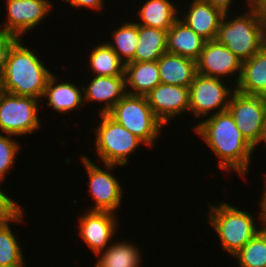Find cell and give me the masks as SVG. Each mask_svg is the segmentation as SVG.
<instances>
[{
	"instance_id": "obj_1",
	"label": "cell",
	"mask_w": 266,
	"mask_h": 267,
	"mask_svg": "<svg viewBox=\"0 0 266 267\" xmlns=\"http://www.w3.org/2000/svg\"><path fill=\"white\" fill-rule=\"evenodd\" d=\"M193 128L218 157L220 169L236 171L245 178L255 149L245 140L228 110L209 116Z\"/></svg>"
},
{
	"instance_id": "obj_2",
	"label": "cell",
	"mask_w": 266,
	"mask_h": 267,
	"mask_svg": "<svg viewBox=\"0 0 266 267\" xmlns=\"http://www.w3.org/2000/svg\"><path fill=\"white\" fill-rule=\"evenodd\" d=\"M22 38L9 48L1 72L4 92L31 96L41 101L48 79L53 74Z\"/></svg>"
},
{
	"instance_id": "obj_3",
	"label": "cell",
	"mask_w": 266,
	"mask_h": 267,
	"mask_svg": "<svg viewBox=\"0 0 266 267\" xmlns=\"http://www.w3.org/2000/svg\"><path fill=\"white\" fill-rule=\"evenodd\" d=\"M246 1L249 11H245L240 16L230 20L227 17L229 13H224L215 39L219 44L225 45L242 62L251 58L263 47L266 24L255 0Z\"/></svg>"
},
{
	"instance_id": "obj_4",
	"label": "cell",
	"mask_w": 266,
	"mask_h": 267,
	"mask_svg": "<svg viewBox=\"0 0 266 267\" xmlns=\"http://www.w3.org/2000/svg\"><path fill=\"white\" fill-rule=\"evenodd\" d=\"M209 206L208 223L218 234L223 250L232 256L262 229L255 226L254 216L247 211L226 202Z\"/></svg>"
},
{
	"instance_id": "obj_5",
	"label": "cell",
	"mask_w": 266,
	"mask_h": 267,
	"mask_svg": "<svg viewBox=\"0 0 266 267\" xmlns=\"http://www.w3.org/2000/svg\"><path fill=\"white\" fill-rule=\"evenodd\" d=\"M107 114L149 147L156 144L161 126H165L153 113L146 96L126 94Z\"/></svg>"
},
{
	"instance_id": "obj_6",
	"label": "cell",
	"mask_w": 266,
	"mask_h": 267,
	"mask_svg": "<svg viewBox=\"0 0 266 267\" xmlns=\"http://www.w3.org/2000/svg\"><path fill=\"white\" fill-rule=\"evenodd\" d=\"M99 116L101 122L95 134L96 154L104 164L127 165L130 154L145 143L108 114Z\"/></svg>"
},
{
	"instance_id": "obj_7",
	"label": "cell",
	"mask_w": 266,
	"mask_h": 267,
	"mask_svg": "<svg viewBox=\"0 0 266 267\" xmlns=\"http://www.w3.org/2000/svg\"><path fill=\"white\" fill-rule=\"evenodd\" d=\"M39 99L4 92L0 98V130L2 133L22 136L41 127Z\"/></svg>"
},
{
	"instance_id": "obj_8",
	"label": "cell",
	"mask_w": 266,
	"mask_h": 267,
	"mask_svg": "<svg viewBox=\"0 0 266 267\" xmlns=\"http://www.w3.org/2000/svg\"><path fill=\"white\" fill-rule=\"evenodd\" d=\"M227 110L245 140L255 149L261 144L266 127V102L264 96L245 95L235 91Z\"/></svg>"
},
{
	"instance_id": "obj_9",
	"label": "cell",
	"mask_w": 266,
	"mask_h": 267,
	"mask_svg": "<svg viewBox=\"0 0 266 267\" xmlns=\"http://www.w3.org/2000/svg\"><path fill=\"white\" fill-rule=\"evenodd\" d=\"M226 86L227 84H224L221 78L196 73L193 82L189 86L190 113L200 118L208 116L210 113L213 115L226 111L231 96L236 91V89H229Z\"/></svg>"
},
{
	"instance_id": "obj_10",
	"label": "cell",
	"mask_w": 266,
	"mask_h": 267,
	"mask_svg": "<svg viewBox=\"0 0 266 267\" xmlns=\"http://www.w3.org/2000/svg\"><path fill=\"white\" fill-rule=\"evenodd\" d=\"M80 158L89 178L90 193L95 201V206L89 210L117 213L115 210L121 206L123 188L119 180L110 173L117 165L105 163L103 170L87 156L82 155Z\"/></svg>"
},
{
	"instance_id": "obj_11",
	"label": "cell",
	"mask_w": 266,
	"mask_h": 267,
	"mask_svg": "<svg viewBox=\"0 0 266 267\" xmlns=\"http://www.w3.org/2000/svg\"><path fill=\"white\" fill-rule=\"evenodd\" d=\"M51 7L49 0H7V22L3 27L18 39L22 38L49 16Z\"/></svg>"
},
{
	"instance_id": "obj_12",
	"label": "cell",
	"mask_w": 266,
	"mask_h": 267,
	"mask_svg": "<svg viewBox=\"0 0 266 267\" xmlns=\"http://www.w3.org/2000/svg\"><path fill=\"white\" fill-rule=\"evenodd\" d=\"M196 66L197 73L209 77L222 79L227 75L228 77L229 75H236V86L241 74L242 61L225 45L213 40L205 42L200 57L196 61Z\"/></svg>"
},
{
	"instance_id": "obj_13",
	"label": "cell",
	"mask_w": 266,
	"mask_h": 267,
	"mask_svg": "<svg viewBox=\"0 0 266 267\" xmlns=\"http://www.w3.org/2000/svg\"><path fill=\"white\" fill-rule=\"evenodd\" d=\"M79 222V236L91 252L97 255L110 245L118 220L115 213L88 210L79 218Z\"/></svg>"
},
{
	"instance_id": "obj_14",
	"label": "cell",
	"mask_w": 266,
	"mask_h": 267,
	"mask_svg": "<svg viewBox=\"0 0 266 267\" xmlns=\"http://www.w3.org/2000/svg\"><path fill=\"white\" fill-rule=\"evenodd\" d=\"M146 97L153 113L164 125L186 110L189 112V87L160 83Z\"/></svg>"
},
{
	"instance_id": "obj_15",
	"label": "cell",
	"mask_w": 266,
	"mask_h": 267,
	"mask_svg": "<svg viewBox=\"0 0 266 267\" xmlns=\"http://www.w3.org/2000/svg\"><path fill=\"white\" fill-rule=\"evenodd\" d=\"M126 94L125 76H93L83 87L86 102L105 103L100 114H107Z\"/></svg>"
},
{
	"instance_id": "obj_16",
	"label": "cell",
	"mask_w": 266,
	"mask_h": 267,
	"mask_svg": "<svg viewBox=\"0 0 266 267\" xmlns=\"http://www.w3.org/2000/svg\"><path fill=\"white\" fill-rule=\"evenodd\" d=\"M188 8L180 20L206 41L215 40L224 13L202 0H192Z\"/></svg>"
},
{
	"instance_id": "obj_17",
	"label": "cell",
	"mask_w": 266,
	"mask_h": 267,
	"mask_svg": "<svg viewBox=\"0 0 266 267\" xmlns=\"http://www.w3.org/2000/svg\"><path fill=\"white\" fill-rule=\"evenodd\" d=\"M236 91L245 95L266 96V48L242 62Z\"/></svg>"
},
{
	"instance_id": "obj_18",
	"label": "cell",
	"mask_w": 266,
	"mask_h": 267,
	"mask_svg": "<svg viewBox=\"0 0 266 267\" xmlns=\"http://www.w3.org/2000/svg\"><path fill=\"white\" fill-rule=\"evenodd\" d=\"M206 40L180 20L174 22L167 33L166 52L197 61Z\"/></svg>"
},
{
	"instance_id": "obj_19",
	"label": "cell",
	"mask_w": 266,
	"mask_h": 267,
	"mask_svg": "<svg viewBox=\"0 0 266 267\" xmlns=\"http://www.w3.org/2000/svg\"><path fill=\"white\" fill-rule=\"evenodd\" d=\"M161 83L189 87L197 73L196 61L165 52L158 60Z\"/></svg>"
},
{
	"instance_id": "obj_20",
	"label": "cell",
	"mask_w": 266,
	"mask_h": 267,
	"mask_svg": "<svg viewBox=\"0 0 266 267\" xmlns=\"http://www.w3.org/2000/svg\"><path fill=\"white\" fill-rule=\"evenodd\" d=\"M57 78L55 75H51L48 79L43 97L47 98L48 102L45 104L48 107H53L55 111L63 113L76 110V108L82 107L84 105L83 101V87L81 89L73 83L63 82L57 83Z\"/></svg>"
},
{
	"instance_id": "obj_21",
	"label": "cell",
	"mask_w": 266,
	"mask_h": 267,
	"mask_svg": "<svg viewBox=\"0 0 266 267\" xmlns=\"http://www.w3.org/2000/svg\"><path fill=\"white\" fill-rule=\"evenodd\" d=\"M124 74L126 93L130 95L146 96L161 83L157 61L129 62L125 64Z\"/></svg>"
},
{
	"instance_id": "obj_22",
	"label": "cell",
	"mask_w": 266,
	"mask_h": 267,
	"mask_svg": "<svg viewBox=\"0 0 266 267\" xmlns=\"http://www.w3.org/2000/svg\"><path fill=\"white\" fill-rule=\"evenodd\" d=\"M171 0H147L138 10V25L169 30L179 18L178 7ZM178 15V16H177Z\"/></svg>"
},
{
	"instance_id": "obj_23",
	"label": "cell",
	"mask_w": 266,
	"mask_h": 267,
	"mask_svg": "<svg viewBox=\"0 0 266 267\" xmlns=\"http://www.w3.org/2000/svg\"><path fill=\"white\" fill-rule=\"evenodd\" d=\"M167 30L138 25L134 62L157 61L167 49Z\"/></svg>"
},
{
	"instance_id": "obj_24",
	"label": "cell",
	"mask_w": 266,
	"mask_h": 267,
	"mask_svg": "<svg viewBox=\"0 0 266 267\" xmlns=\"http://www.w3.org/2000/svg\"><path fill=\"white\" fill-rule=\"evenodd\" d=\"M134 244L113 242L104 251L97 254L96 267H140L141 254Z\"/></svg>"
},
{
	"instance_id": "obj_25",
	"label": "cell",
	"mask_w": 266,
	"mask_h": 267,
	"mask_svg": "<svg viewBox=\"0 0 266 267\" xmlns=\"http://www.w3.org/2000/svg\"><path fill=\"white\" fill-rule=\"evenodd\" d=\"M88 57L95 76H125V64L107 42L94 47Z\"/></svg>"
},
{
	"instance_id": "obj_26",
	"label": "cell",
	"mask_w": 266,
	"mask_h": 267,
	"mask_svg": "<svg viewBox=\"0 0 266 267\" xmlns=\"http://www.w3.org/2000/svg\"><path fill=\"white\" fill-rule=\"evenodd\" d=\"M23 218L22 210L8 223L0 226V267H19L25 262L20 242L10 228V223L20 222Z\"/></svg>"
},
{
	"instance_id": "obj_27",
	"label": "cell",
	"mask_w": 266,
	"mask_h": 267,
	"mask_svg": "<svg viewBox=\"0 0 266 267\" xmlns=\"http://www.w3.org/2000/svg\"><path fill=\"white\" fill-rule=\"evenodd\" d=\"M113 43L107 44L118 55L119 59L127 64L134 62L135 50L138 45V24L136 22L123 23L119 28L112 32Z\"/></svg>"
},
{
	"instance_id": "obj_28",
	"label": "cell",
	"mask_w": 266,
	"mask_h": 267,
	"mask_svg": "<svg viewBox=\"0 0 266 267\" xmlns=\"http://www.w3.org/2000/svg\"><path fill=\"white\" fill-rule=\"evenodd\" d=\"M233 257L240 267H266V231L261 229Z\"/></svg>"
},
{
	"instance_id": "obj_29",
	"label": "cell",
	"mask_w": 266,
	"mask_h": 267,
	"mask_svg": "<svg viewBox=\"0 0 266 267\" xmlns=\"http://www.w3.org/2000/svg\"><path fill=\"white\" fill-rule=\"evenodd\" d=\"M12 135H3L0 133V182L5 181L6 173L17 159V153L20 150L18 142L13 140Z\"/></svg>"
},
{
	"instance_id": "obj_30",
	"label": "cell",
	"mask_w": 266,
	"mask_h": 267,
	"mask_svg": "<svg viewBox=\"0 0 266 267\" xmlns=\"http://www.w3.org/2000/svg\"><path fill=\"white\" fill-rule=\"evenodd\" d=\"M21 210V206L0 188V226L11 221Z\"/></svg>"
},
{
	"instance_id": "obj_31",
	"label": "cell",
	"mask_w": 266,
	"mask_h": 267,
	"mask_svg": "<svg viewBox=\"0 0 266 267\" xmlns=\"http://www.w3.org/2000/svg\"><path fill=\"white\" fill-rule=\"evenodd\" d=\"M18 38L4 27L0 29V73L4 67L9 48L16 42Z\"/></svg>"
},
{
	"instance_id": "obj_32",
	"label": "cell",
	"mask_w": 266,
	"mask_h": 267,
	"mask_svg": "<svg viewBox=\"0 0 266 267\" xmlns=\"http://www.w3.org/2000/svg\"><path fill=\"white\" fill-rule=\"evenodd\" d=\"M65 2L70 3V6L72 7H86L97 11H101L102 7L104 6V0H65Z\"/></svg>"
},
{
	"instance_id": "obj_33",
	"label": "cell",
	"mask_w": 266,
	"mask_h": 267,
	"mask_svg": "<svg viewBox=\"0 0 266 267\" xmlns=\"http://www.w3.org/2000/svg\"><path fill=\"white\" fill-rule=\"evenodd\" d=\"M264 179H265L264 181L265 186L263 188L265 189L263 190L262 197L260 200L261 212H259L260 214L258 215V217H260L259 219L261 220V221L259 220V222H261L262 224L261 228L266 231V174L264 176Z\"/></svg>"
},
{
	"instance_id": "obj_34",
	"label": "cell",
	"mask_w": 266,
	"mask_h": 267,
	"mask_svg": "<svg viewBox=\"0 0 266 267\" xmlns=\"http://www.w3.org/2000/svg\"><path fill=\"white\" fill-rule=\"evenodd\" d=\"M209 3L212 7L220 9L223 13H230V8L233 0H202Z\"/></svg>"
},
{
	"instance_id": "obj_35",
	"label": "cell",
	"mask_w": 266,
	"mask_h": 267,
	"mask_svg": "<svg viewBox=\"0 0 266 267\" xmlns=\"http://www.w3.org/2000/svg\"><path fill=\"white\" fill-rule=\"evenodd\" d=\"M255 3L260 8L262 17H263L264 21L266 22V0H255Z\"/></svg>"
},
{
	"instance_id": "obj_36",
	"label": "cell",
	"mask_w": 266,
	"mask_h": 267,
	"mask_svg": "<svg viewBox=\"0 0 266 267\" xmlns=\"http://www.w3.org/2000/svg\"><path fill=\"white\" fill-rule=\"evenodd\" d=\"M4 93V88H3V82H2V75L0 73V98Z\"/></svg>"
},
{
	"instance_id": "obj_37",
	"label": "cell",
	"mask_w": 266,
	"mask_h": 267,
	"mask_svg": "<svg viewBox=\"0 0 266 267\" xmlns=\"http://www.w3.org/2000/svg\"><path fill=\"white\" fill-rule=\"evenodd\" d=\"M263 47L266 48V24H265V27H264V42H263Z\"/></svg>"
},
{
	"instance_id": "obj_38",
	"label": "cell",
	"mask_w": 266,
	"mask_h": 267,
	"mask_svg": "<svg viewBox=\"0 0 266 267\" xmlns=\"http://www.w3.org/2000/svg\"><path fill=\"white\" fill-rule=\"evenodd\" d=\"M262 142H264L266 144V127H265V131H264V135H263L261 143Z\"/></svg>"
}]
</instances>
